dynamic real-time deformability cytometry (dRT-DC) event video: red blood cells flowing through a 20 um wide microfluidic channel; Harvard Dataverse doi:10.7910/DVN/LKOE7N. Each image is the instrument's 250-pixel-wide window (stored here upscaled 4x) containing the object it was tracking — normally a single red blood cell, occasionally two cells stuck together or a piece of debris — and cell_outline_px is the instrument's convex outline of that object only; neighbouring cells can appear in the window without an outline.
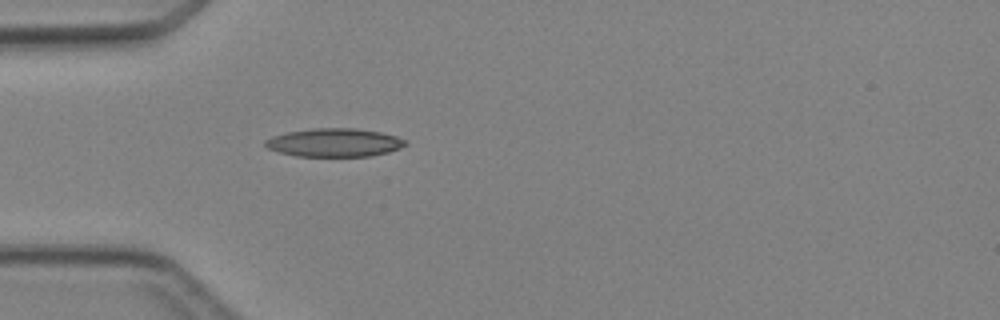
{"species": "Egyptian fruit bat (a non-hibernating species)", "species_latin": "Rousettus aegyptiacus", "temperature_condition": "cold", "stored_images_in_passage": 2, "camera_frame_rate_fps": 3000, "um_per_image_px": 0.085, "animal": {"sex": "female"}, "frame": {"image": 1, "passage_image": 2, "time_ms": 1.333, "image_size_px": [1000, 320], "cell_outline_px": [[408, 144], [400, 148], [388, 152], [372, 156], [296, 156], [280, 152], [268, 148], [264, 144], [264, 140], [272, 136], [288, 132], [312, 128], [356, 128], [380, 132], [396, 136], [404, 140]], "centroid_in_image_um": [28.42, 12.11], "position_along_channel_um": 56.6, "area_um2": 23.12}}